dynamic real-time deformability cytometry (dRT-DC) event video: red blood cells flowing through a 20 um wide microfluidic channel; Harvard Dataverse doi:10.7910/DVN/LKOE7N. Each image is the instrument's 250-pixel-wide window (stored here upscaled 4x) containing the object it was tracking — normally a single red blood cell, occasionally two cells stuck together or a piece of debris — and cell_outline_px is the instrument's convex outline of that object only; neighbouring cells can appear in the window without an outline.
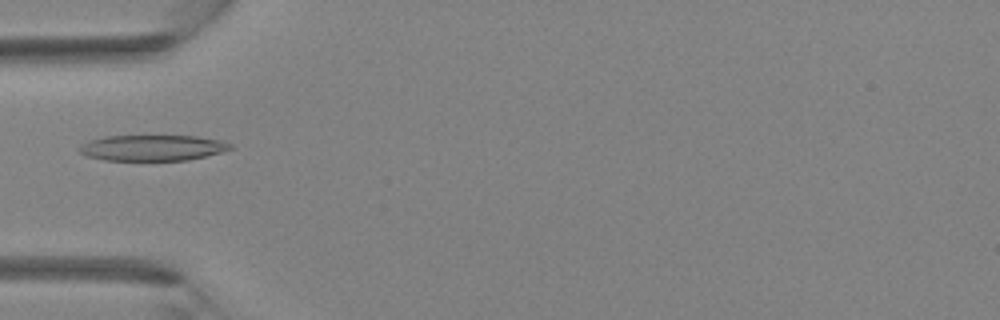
{"species": "Egyptian fruit bat (a non-hibernating species)", "species_latin": "Rousettus aegyptiacus", "temperature_condition": "room temperature", "stored_images_in_passage": 28, "camera_frame_rate_fps": 3000, "um_per_image_px": 0.085, "animal": {"sex": "female"}, "frame": {"image": 1, "passage_image": 1, "time_ms": 0.0, "image_size_px": [1000, 320], "cell_outline_px": [[232, 148], [220, 152], [188, 160], [104, 160], [88, 156], [80, 152], [80, 144], [104, 136], [196, 136], [220, 140], [232, 144]], "centroid_in_image_um": [12.96, 12.56], "position_along_channel_um": 72.0, "area_um2": 22.43}}
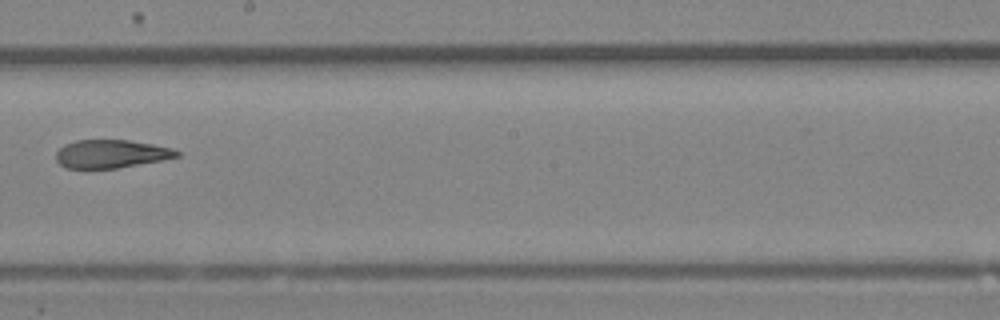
{"frame": {"image": 2, "passage_image": 11, "time_ms": 3.333, "image_size_px": [1000, 320], "cell_outline_px": [[180, 156], [164, 160], [116, 168], [64, 168], [56, 160], [56, 152], [64, 144], [76, 140], [128, 140], [152, 144], [172, 148], [180, 152]], "centroid_in_image_um": [9.44, 13.08], "position_along_channel_um": 238.8, "area_um2": 19.88}}
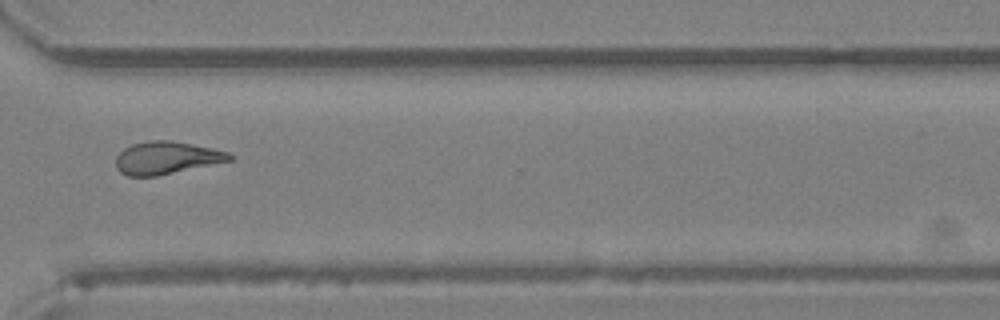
{"frame": {"image": 3, "passage_image": 18, "time_ms": 5.667, "image_size_px": [1000, 320], "cell_outline_px": [[232, 160], [156, 176], [128, 176], [120, 172], [116, 168], [116, 156], [124, 148], [132, 144], [148, 140], [168, 140], [192, 144], [212, 148], [228, 152], [232, 156]], "centroid_in_image_um": [14.11, 13.41], "position_along_channel_um": 356.5, "area_um2": 21.44}}